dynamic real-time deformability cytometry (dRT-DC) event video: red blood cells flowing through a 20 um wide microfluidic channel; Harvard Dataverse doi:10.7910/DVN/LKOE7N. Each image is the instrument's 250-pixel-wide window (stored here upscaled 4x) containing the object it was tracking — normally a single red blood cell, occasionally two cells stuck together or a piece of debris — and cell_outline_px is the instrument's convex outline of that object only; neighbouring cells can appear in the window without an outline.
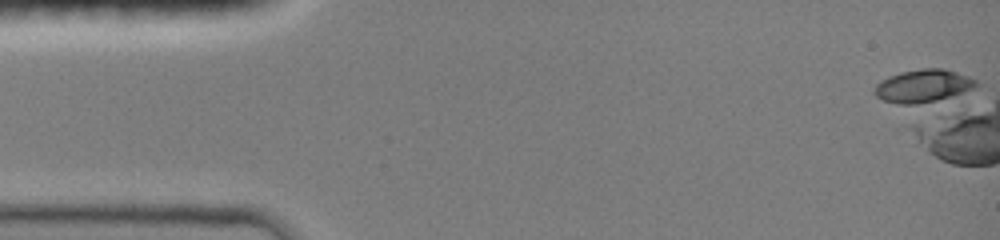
{"species": "common noctule bat (a hibernating species)", "species_latin": "Nyctalus noctula", "temperature_condition": "room temperature", "stored_images_in_passage": 1, "camera_frame_rate_fps": 3000, "um_per_image_px": 0.085, "animal": {"sex": "female", "body_mass_g": 19.0, "forearm_length_mm": 51.5}, "frame": {"image": 1, "passage_image": 1, "time_ms": 0.0, "image_size_px": [1000, 240], "cell_outline_px": [[980, 84], [972, 88], [936, 104], [908, 108], [904, 108], [884, 100], [876, 96], [872, 92], [876, 84], [880, 80], [888, 76], [900, 72], [920, 68], [940, 68], [956, 72], [968, 76], [976, 80]], "centroid_in_image_um": [78.42, 7.39], "position_along_channel_um": 6.6, "area_um2": 20.75}}